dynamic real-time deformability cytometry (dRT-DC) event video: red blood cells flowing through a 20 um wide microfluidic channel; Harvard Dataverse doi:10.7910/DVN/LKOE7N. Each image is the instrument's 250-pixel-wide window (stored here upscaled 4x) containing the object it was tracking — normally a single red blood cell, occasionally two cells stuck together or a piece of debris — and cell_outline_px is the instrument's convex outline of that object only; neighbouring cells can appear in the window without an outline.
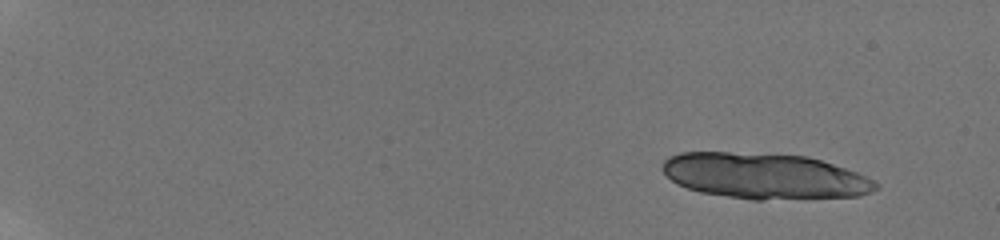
{"species": "human", "species_latin": "Homo sapiens", "temperature_condition": "room temperature", "stored_images_in_passage": 18, "camera_frame_rate_fps": 3000, "um_per_image_px": 0.085, "donor": {"sex": "male"}, "frame": {"image": 1, "passage_image": 1, "time_ms": 0.0, "image_size_px": [1000, 240], "cell_outline_px": [[880, 188], [872, 192], [856, 196], [760, 200], [752, 200], [700, 192], [676, 184], [664, 172], [664, 160], [668, 156], [680, 152], [728, 152], [808, 156], [856, 172], [880, 184]], "centroid_in_image_um": [64.98, 14.96], "position_along_channel_um": 20.0, "area_um2": 56.59}}